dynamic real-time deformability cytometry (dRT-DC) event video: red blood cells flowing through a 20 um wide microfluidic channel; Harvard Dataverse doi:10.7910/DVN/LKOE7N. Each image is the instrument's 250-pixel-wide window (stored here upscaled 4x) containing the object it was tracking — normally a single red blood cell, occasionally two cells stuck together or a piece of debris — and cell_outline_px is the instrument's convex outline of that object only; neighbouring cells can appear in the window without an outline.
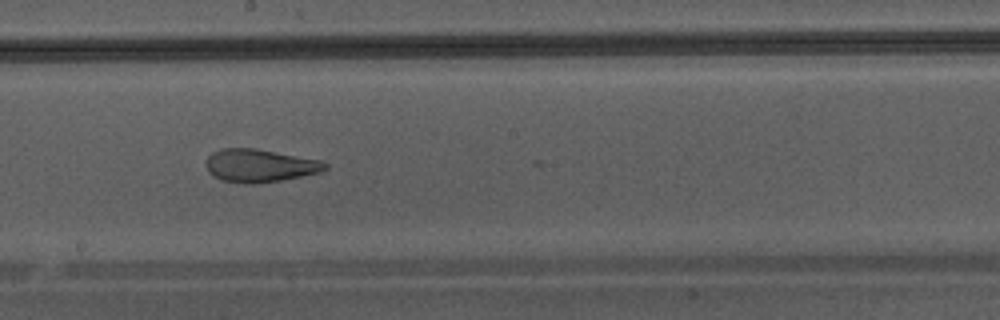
{"species": "Egyptian fruit bat (a non-hibernating species)", "species_latin": "Rousettus aegyptiacus", "temperature_condition": "warm", "stored_images_in_passage": 47, "camera_frame_rate_fps": 3000, "um_per_image_px": 0.085, "animal": {"sex": "male"}, "frame": {"image": 1, "passage_image": 27, "time_ms": 8.667, "image_size_px": [1000, 320], "cell_outline_px": [[328, 168], [320, 172], [280, 180], [252, 184], [244, 184], [224, 180], [212, 176], [208, 172], [204, 164], [208, 156], [212, 152], [220, 148], [256, 148], [320, 160], [328, 164]], "centroid_in_image_um": [22.03, 14.07], "position_along_channel_um": 226.2, "area_um2": 22.95}}